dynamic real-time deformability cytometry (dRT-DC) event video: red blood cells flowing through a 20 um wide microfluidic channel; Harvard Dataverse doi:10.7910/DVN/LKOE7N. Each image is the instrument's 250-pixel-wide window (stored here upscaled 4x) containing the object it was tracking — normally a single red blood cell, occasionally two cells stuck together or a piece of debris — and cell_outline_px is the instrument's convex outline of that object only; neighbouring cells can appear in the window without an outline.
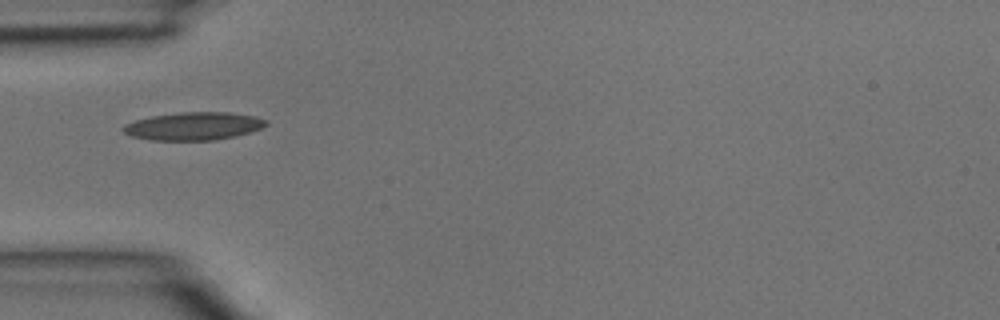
{"species": "common noctule bat (a hibernating species)", "species_latin": "Nyctalus noctula", "temperature_condition": "room temperature", "stored_images_in_passage": 2, "camera_frame_rate_fps": 3000, "um_per_image_px": 0.085, "animal": {"sex": "male", "body_mass_g": 15.6}, "frame": {"image": 1, "passage_image": 1, "time_ms": 0.0, "image_size_px": [1000, 320], "cell_outline_px": [[268, 124], [252, 132], [236, 136], [212, 140], [152, 140], [132, 136], [124, 132], [120, 128], [124, 124], [136, 120], [152, 116], [180, 112], [228, 112], [252, 116], [268, 120]], "centroid_in_image_um": [16.45, 10.72], "position_along_channel_um": 68.5, "area_um2": 23.18}}
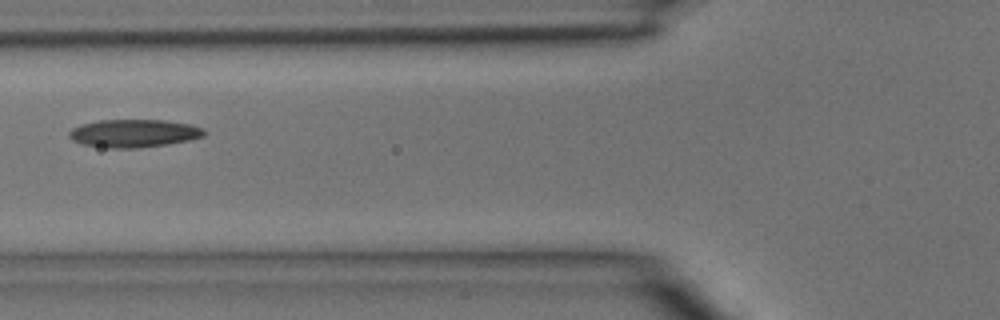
{"frame": {"image": 2, "passage_image": 2, "time_ms": 0.333, "image_size_px": [1000, 320], "cell_outline_px": [[204, 136], [188, 140], [168, 144], [140, 148], [108, 148], [84, 144], [72, 140], [68, 136], [68, 132], [72, 128], [80, 124], [100, 120], [164, 120], [192, 124], [204, 128]], "centroid_in_image_um": [11.37, 11.33], "position_along_channel_um": 114.4, "area_um2": 22.08}}